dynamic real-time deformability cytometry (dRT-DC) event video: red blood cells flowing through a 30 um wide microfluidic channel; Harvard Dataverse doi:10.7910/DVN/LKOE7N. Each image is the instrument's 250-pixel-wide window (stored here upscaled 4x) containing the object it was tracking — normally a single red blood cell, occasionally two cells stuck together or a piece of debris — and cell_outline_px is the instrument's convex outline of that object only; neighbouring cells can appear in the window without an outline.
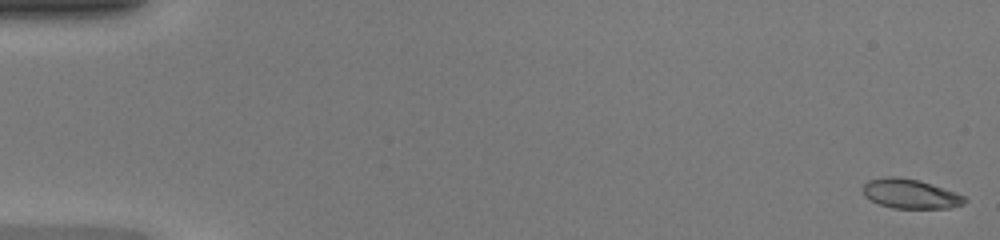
{"species": "common noctule bat (a hibernating species)", "species_latin": "Nyctalus noctula", "temperature_condition": "warm", "stored_images_in_passage": 48, "camera_frame_rate_fps": 3000, "um_per_image_px": 0.085, "animal": {"sex": "female", "body_mass_g": 20.0, "forearm_length_mm": 54.0}, "frame": {"image": 1, "passage_image": 1, "time_ms": 0.0, "image_size_px": [1000, 240], "cell_outline_px": [[968, 200], [964, 204], [948, 208], [892, 208], [880, 204], [864, 196], [864, 184], [868, 180], [888, 176], [896, 176], [920, 180], [956, 192], [964, 196]], "centroid_in_image_um": [77.41, 16.47], "position_along_channel_um": 7.6, "area_um2": 17.46}}
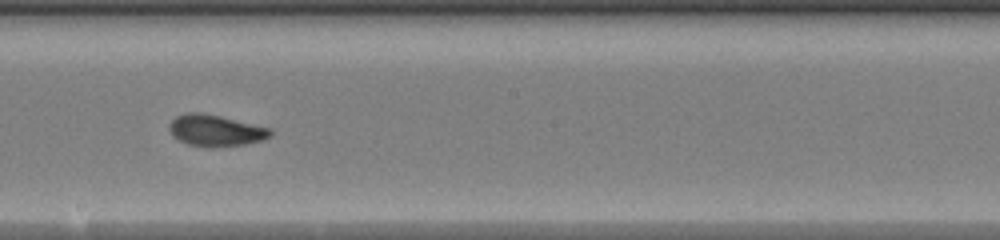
{"frame": {"image": 2, "passage_image": 28, "time_ms": 9.0, "image_size_px": [1000, 240], "cell_outline_px": [[272, 136], [264, 140], [244, 144], [208, 148], [188, 144], [172, 136], [168, 128], [168, 124], [176, 116], [184, 112], [200, 112], [220, 116], [272, 128]], "centroid_in_image_um": [18.32, 11.09], "position_along_channel_um": 229.9, "area_um2": 18.79}}
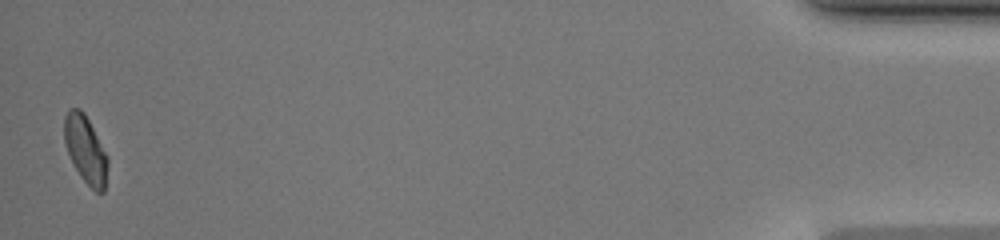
{"frame": {"image": 3, "passage_image": 48, "time_ms": 15.667, "image_size_px": [1000, 240], "cell_outline_px": [[108, 164], [104, 192], [96, 192], [80, 176], [68, 152], [64, 140], [64, 116], [68, 108], [80, 108], [84, 112], [108, 156]], "centroid_in_image_um": [7.27, 12.68], "position_along_channel_um": 427.9, "area_um2": 16.94}, "authors_computed_cell_mechanics": {"area_um2": 17.8602, "velocity_mm_per_s": 4.3036, "shape_relaxation_time_tau1_ms": 8.0294, "shape_relaxation_time_tau2_ms": 1.1662, "deformation_change_tau1": 0.2331, "deformation_change_tau2": 0.0505}}